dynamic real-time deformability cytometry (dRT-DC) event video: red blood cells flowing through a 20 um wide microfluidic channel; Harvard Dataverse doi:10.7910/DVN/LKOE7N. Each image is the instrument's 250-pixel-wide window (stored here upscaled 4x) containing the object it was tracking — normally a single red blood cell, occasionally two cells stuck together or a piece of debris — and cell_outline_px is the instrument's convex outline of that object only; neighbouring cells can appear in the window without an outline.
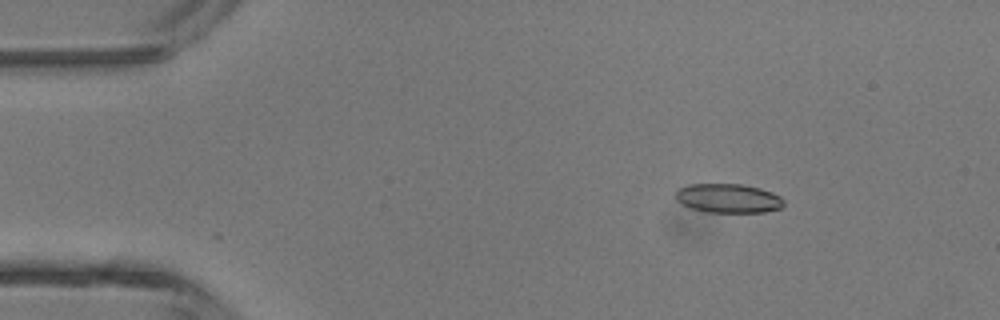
{"species": "common noctule bat (a hibernating species)", "species_latin": "Nyctalus noctula", "temperature_condition": "room temperature", "stored_images_in_passage": 4, "camera_frame_rate_fps": 3000, "um_per_image_px": 0.085, "animal": {"sex": "male", "body_mass_g": 13.3}, "frame": {"image": 1, "passage_image": 2, "time_ms": 0.333, "image_size_px": [1000, 320], "cell_outline_px": [[784, 204], [780, 208], [764, 212], [708, 212], [692, 208], [676, 200], [676, 192], [680, 188], [688, 184], [740, 184], [760, 188], [772, 192], [780, 196], [784, 200]], "centroid_in_image_um": [61.92, 16.85], "position_along_channel_um": 23.1, "area_um2": 18.21}}
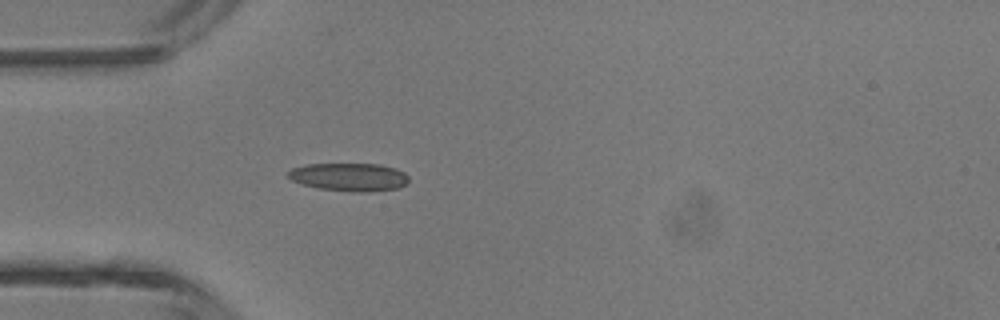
{"frame": {"image": 2, "passage_image": 4, "time_ms": 1.0, "image_size_px": [1000, 320], "cell_outline_px": [[408, 184], [400, 188], [368, 192], [352, 192], [316, 188], [292, 180], [288, 176], [288, 172], [292, 168], [308, 164], [380, 164], [396, 168], [404, 172], [408, 176]], "centroid_in_image_um": [29.73, 15.05], "position_along_channel_um": 55.3, "area_um2": 19.88}}